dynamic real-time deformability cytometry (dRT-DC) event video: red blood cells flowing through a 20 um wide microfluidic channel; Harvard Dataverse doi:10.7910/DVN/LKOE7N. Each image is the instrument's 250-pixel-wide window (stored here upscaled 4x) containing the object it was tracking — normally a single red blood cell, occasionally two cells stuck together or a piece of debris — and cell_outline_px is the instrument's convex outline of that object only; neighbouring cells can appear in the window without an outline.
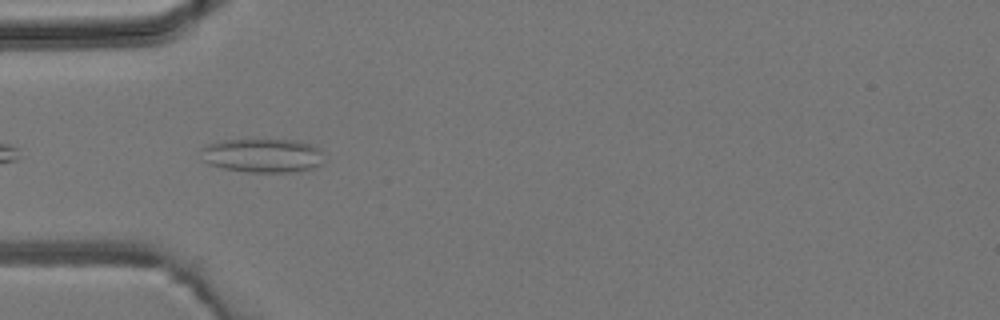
{"species": "common noctule bat (a hibernating species)", "species_latin": "Nyctalus noctula", "temperature_condition": "room temperature", "stored_images_in_passage": 4, "camera_frame_rate_fps": 3000, "um_per_image_px": 0.085, "animal": {"sex": "male", "body_mass_g": 19.2, "forearm_length_mm": 51.8}, "frame": {"image": 1, "passage_image": 4, "time_ms": 3.333, "image_size_px": [1000, 320], "cell_outline_px": [[324, 164], [316, 168], [296, 172], [248, 172], [224, 168], [208, 164], [204, 160], [200, 148], [208, 144], [224, 140], [296, 140], [320, 148]], "centroid_in_image_um": [22.36, 13.23], "position_along_channel_um": 62.6, "area_um2": 24.45}}